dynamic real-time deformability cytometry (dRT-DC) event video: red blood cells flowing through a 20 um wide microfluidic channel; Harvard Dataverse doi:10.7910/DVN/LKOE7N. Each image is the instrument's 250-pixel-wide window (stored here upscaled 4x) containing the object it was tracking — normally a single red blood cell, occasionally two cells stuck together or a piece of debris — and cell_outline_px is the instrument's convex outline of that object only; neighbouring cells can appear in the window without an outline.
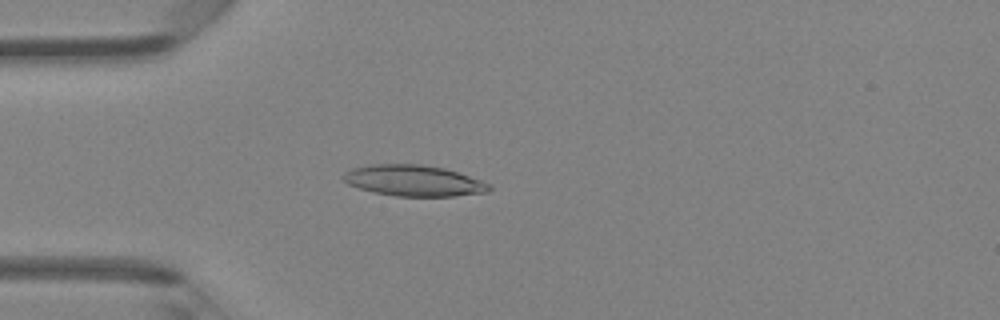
{"species": "Egyptian fruit bat (a non-hibernating species)", "species_latin": "Rousettus aegyptiacus", "temperature_condition": "room temperature", "stored_images_in_passage": 2, "camera_frame_rate_fps": 3000, "um_per_image_px": 0.085, "animal": {"sex": "female"}, "frame": {"image": 1, "passage_image": 2, "time_ms": 0.333, "image_size_px": [1000, 320], "cell_outline_px": [[492, 188], [488, 192], [456, 196], [396, 196], [372, 192], [348, 184], [344, 180], [344, 172], [352, 168], [372, 164], [420, 164], [444, 168], [492, 184]], "centroid_in_image_um": [35.18, 15.36], "position_along_channel_um": 49.8, "area_um2": 26.3}}